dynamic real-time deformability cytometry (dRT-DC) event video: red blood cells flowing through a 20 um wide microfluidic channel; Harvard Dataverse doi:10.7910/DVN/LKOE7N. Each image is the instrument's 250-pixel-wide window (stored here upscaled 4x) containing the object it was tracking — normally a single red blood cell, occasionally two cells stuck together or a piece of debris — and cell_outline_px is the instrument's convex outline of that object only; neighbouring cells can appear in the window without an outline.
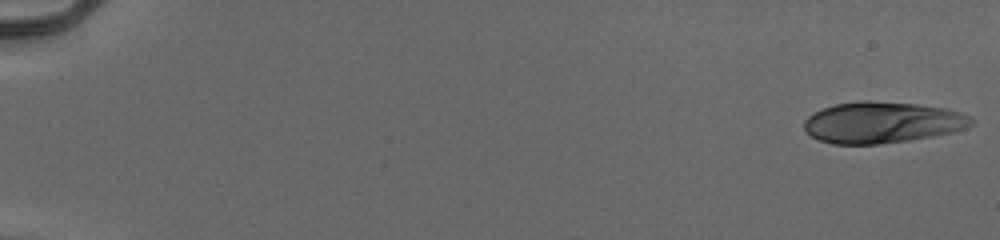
{"species": "human", "species_latin": "Homo sapiens", "temperature_condition": "cold", "stored_images_in_passage": 53, "camera_frame_rate_fps": 3000, "um_per_image_px": 0.085, "donor": {"sex": "male"}, "frame": {"image": 1, "passage_image": 1, "time_ms": 0.0, "image_size_px": [1000, 240], "cell_outline_px": [[976, 124], [956, 132], [908, 140], [880, 144], [832, 144], [820, 140], [804, 132], [804, 120], [812, 112], [836, 104], [860, 100], [868, 100], [916, 104], [944, 108], [960, 112], [976, 120]], "centroid_in_image_um": [74.99, 10.41], "position_along_channel_um": 10.0, "area_um2": 40.52}}
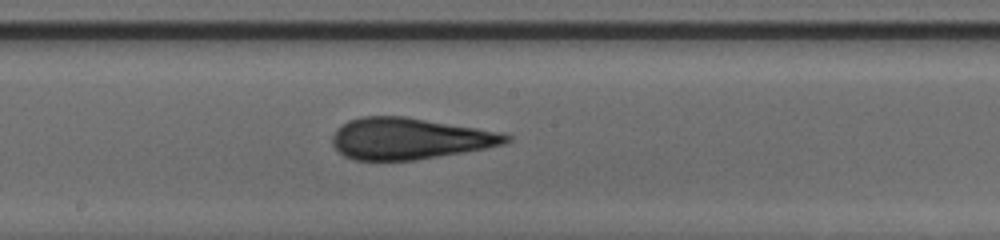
{"frame": {"image": 2, "passage_image": 31, "time_ms": 10.0, "image_size_px": [1000, 240], "cell_outline_px": [[512, 140], [504, 144], [464, 152], [416, 160], [356, 160], [344, 156], [332, 144], [332, 136], [336, 128], [348, 120], [360, 116], [404, 116], [500, 132], [512, 136]], "centroid_in_image_um": [34.77, 11.77], "position_along_channel_um": 213.4, "area_um2": 41.85}}
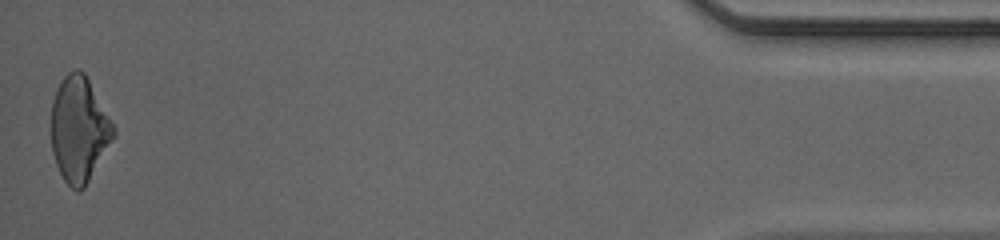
{"frame": {"image": 3, "passage_image": 53, "time_ms": 17.333, "image_size_px": [1000, 240], "cell_outline_px": [[116, 136], [84, 188], [76, 192], [64, 180], [56, 164], [52, 152], [52, 100], [64, 76], [72, 68], [80, 68], [84, 72], [116, 128]], "centroid_in_image_um": [6.74, 10.99], "position_along_channel_um": 428.5, "area_um2": 38.21}, "authors_computed_cell_mechanics": {"area_um2": 40.4022, "velocity_mm_per_s": 3.9758, "shape_relaxation_time_tau1_ms": 6.4581, "shape_relaxation_time_tau2_ms": 1.4837, "deformation_change_tau1": 0.1948, "deformation_change_tau2": 0.106}}